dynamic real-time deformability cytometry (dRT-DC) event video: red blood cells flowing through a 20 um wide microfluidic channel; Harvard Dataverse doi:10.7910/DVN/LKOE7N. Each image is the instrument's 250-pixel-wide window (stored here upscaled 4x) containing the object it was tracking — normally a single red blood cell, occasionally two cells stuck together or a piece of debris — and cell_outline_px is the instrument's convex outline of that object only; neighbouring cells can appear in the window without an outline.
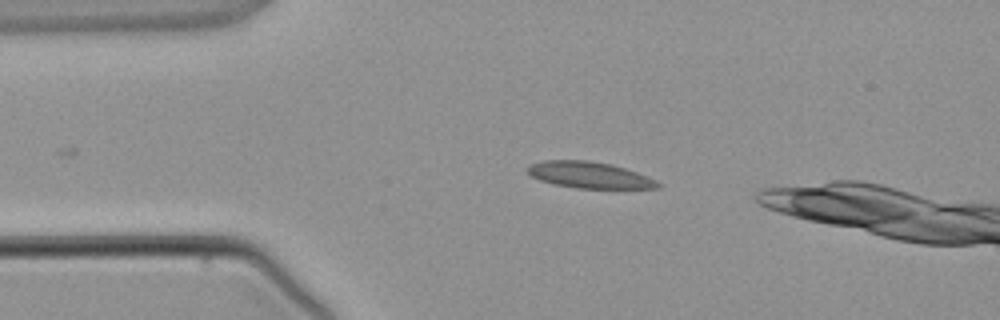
{"species": "common noctule bat (a hibernating species)", "species_latin": "Nyctalus noctula", "temperature_condition": "warm", "stored_images_in_passage": 3, "camera_frame_rate_fps": 3000, "um_per_image_px": 0.085, "animal": {"sex": "male", "body_mass_g": 21.5, "forearm_length_mm": 52.0}, "frame": {"image": 1, "passage_image": 1, "time_ms": 0.0, "image_size_px": [1000, 320], "cell_outline_px": [[660, 188], [576, 188], [552, 184], [540, 180], [524, 172], [532, 164], [544, 160], [588, 160], [612, 164], [648, 176], [656, 180], [660, 184]], "centroid_in_image_um": [50.08, 14.87], "position_along_channel_um": 34.9, "area_um2": 20.0}}